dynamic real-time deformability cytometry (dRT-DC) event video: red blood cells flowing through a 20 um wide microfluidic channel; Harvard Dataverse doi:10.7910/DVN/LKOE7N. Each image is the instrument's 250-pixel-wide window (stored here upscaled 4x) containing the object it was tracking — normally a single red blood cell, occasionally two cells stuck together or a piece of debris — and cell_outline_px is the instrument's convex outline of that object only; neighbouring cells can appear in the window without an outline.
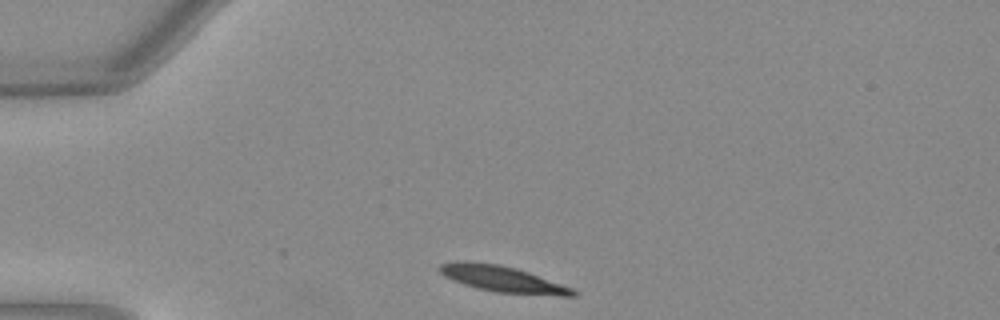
{"species": "Egyptian fruit bat (a non-hibernating species)", "species_latin": "Rousettus aegyptiacus", "temperature_condition": "warm", "stored_images_in_passage": 20, "segment_of_instrument_passage": [1, 2], "camera_frame_rate_fps": 3000, "um_per_image_px": 0.085, "animal": {"sex": "female"}, "frame": {"image": 1, "passage_image": 1, "time_ms": 0.0, "image_size_px": [1000, 320], "cell_outline_px": [[576, 296], [560, 296], [496, 292], [476, 288], [452, 280], [444, 276], [440, 272], [440, 264], [456, 260], [468, 260], [500, 264], [516, 268], [528, 272], [572, 288], [576, 292]], "centroid_in_image_um": [42.67, 23.7], "position_along_channel_um": 42.3, "area_um2": 20.35}}
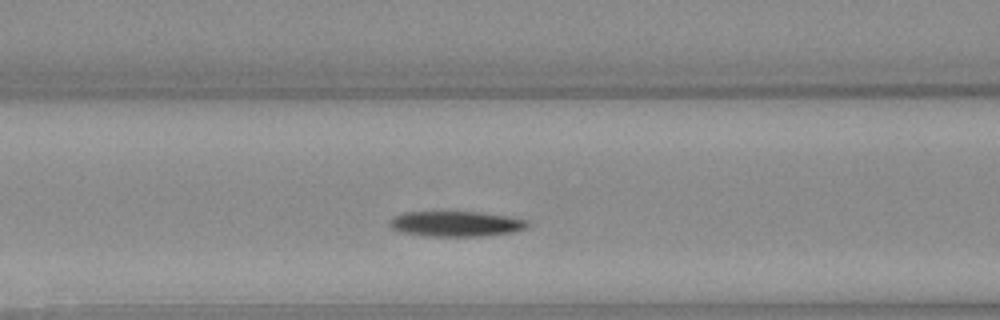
{"frame": {"image": 2, "passage_image": 10, "time_ms": 3.0, "image_size_px": [1000, 320], "cell_outline_px": [[528, 228], [512, 232], [480, 236], [428, 236], [400, 232], [392, 228], [388, 224], [388, 220], [404, 212], [480, 212], [508, 216], [528, 220]], "centroid_in_image_um": [38.75, 19.02], "position_along_channel_um": 127.8, "area_um2": 20.35}}
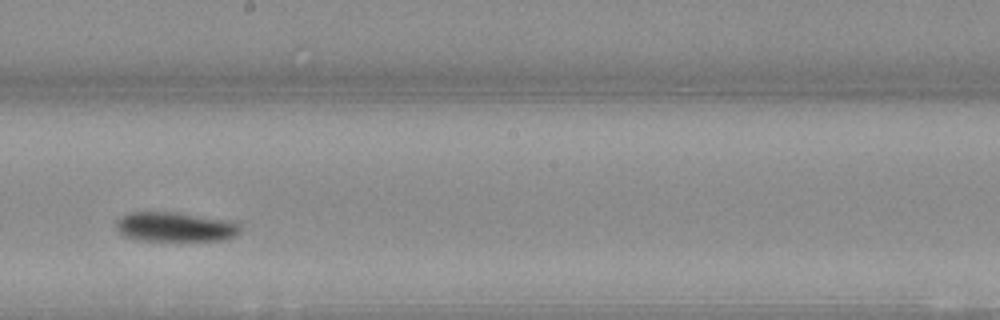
{"frame": {"image": 3, "passage_image": 18, "time_ms": 5.667, "image_size_px": [1000, 320], "cell_outline_px": [[240, 232], [236, 236], [224, 240], [140, 240], [124, 236], [116, 228], [116, 220], [120, 216], [128, 212], [172, 212], [232, 220], [240, 224]], "centroid_in_image_um": [14.9, 19.28], "position_along_channel_um": 233.3, "area_um2": 21.44}}